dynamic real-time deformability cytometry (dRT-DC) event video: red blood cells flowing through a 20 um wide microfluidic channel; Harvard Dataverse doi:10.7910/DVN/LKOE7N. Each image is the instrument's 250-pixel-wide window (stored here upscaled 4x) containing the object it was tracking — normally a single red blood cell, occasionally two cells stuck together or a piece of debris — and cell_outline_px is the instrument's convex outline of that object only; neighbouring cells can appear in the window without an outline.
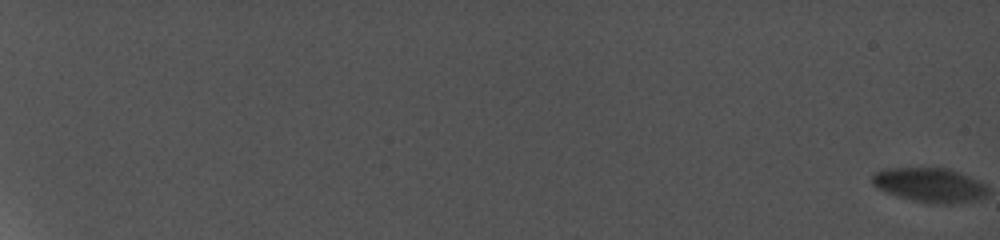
{"species": "common noctule bat (a hibernating species)", "species_latin": "Nyctalus noctula", "temperature_condition": "cold", "stored_images_in_passage": 14, "camera_frame_rate_fps": 5000, "um_per_image_px": 0.085, "animal": {"sex": "female", "body_mass_g": 19.0, "forearm_length_mm": 56.7}, "frame": {"image": 1, "passage_image": 1, "time_ms": 0.0, "image_size_px": [1000, 240], "cell_outline_px": [[984, 192], [976, 196], [956, 200], [924, 200], [904, 196], [884, 188], [876, 184], [872, 180], [872, 176], [880, 172], [900, 168], [940, 168], [964, 176], [980, 184], [984, 188]], "centroid_in_image_um": [78.9, 15.63], "position_along_channel_um": 6.1, "area_um2": 19.25}}
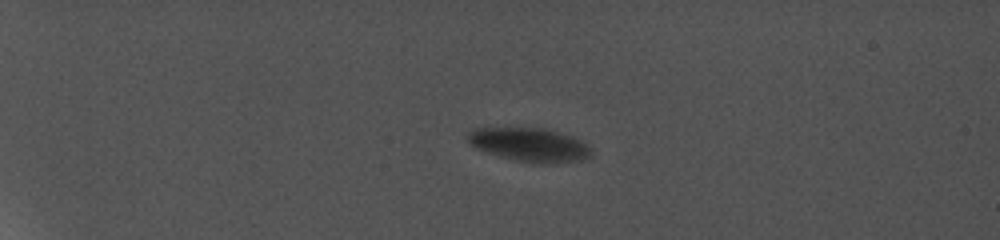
{"frame": {"image": 2, "passage_image": 8, "time_ms": 6.6, "image_size_px": [1000, 240], "cell_outline_px": [[584, 156], [568, 160], [524, 160], [492, 152], [480, 148], [472, 144], [472, 132], [480, 128], [520, 128], [552, 132], [576, 140], [584, 148]], "centroid_in_image_um": [44.84, 12.24], "position_along_channel_um": 40.2, "area_um2": 20.17}}
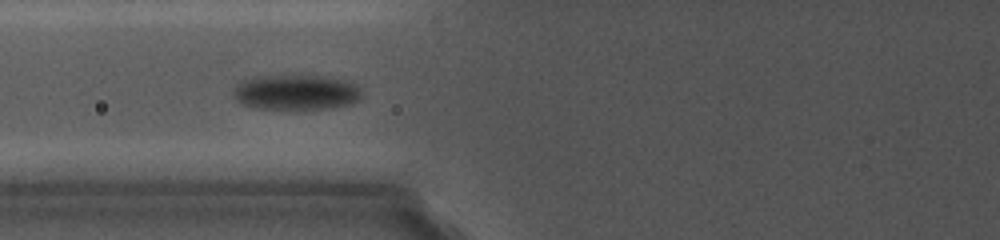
{"frame": {"image": 3, "passage_image": 13, "time_ms": 11.0, "image_size_px": [1000, 240], "cell_outline_px": [[360, 96], [356, 100], [348, 104], [328, 108], [296, 112], [260, 108], [244, 104], [236, 96], [236, 88], [240, 84], [248, 80], [260, 76], [280, 72], [300, 72], [328, 76], [352, 84], [360, 92]], "centroid_in_image_um": [25.18, 7.82], "position_along_channel_um": 100.6, "area_um2": 27.11}}